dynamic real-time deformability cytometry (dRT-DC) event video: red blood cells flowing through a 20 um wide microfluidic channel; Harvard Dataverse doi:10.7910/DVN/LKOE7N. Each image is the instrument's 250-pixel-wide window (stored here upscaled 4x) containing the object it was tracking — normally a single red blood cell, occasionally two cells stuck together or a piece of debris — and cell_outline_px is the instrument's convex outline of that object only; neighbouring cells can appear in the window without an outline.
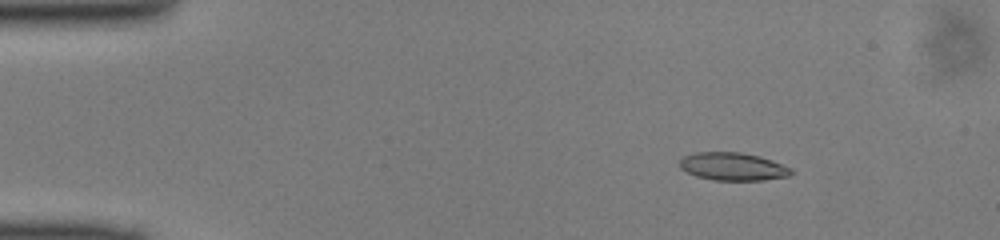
{"species": "common noctule bat (a hibernating species)", "species_latin": "Nyctalus noctula", "temperature_condition": "cold", "stored_images_in_passage": 43, "camera_frame_rate_fps": 3000, "um_per_image_px": 0.085, "animal": {"sex": "male", "body_mass_g": 13.0, "forearm_length_mm": 53.1}, "frame": {"image": 1, "passage_image": 1, "time_ms": 0.0, "image_size_px": [1000, 240], "cell_outline_px": [[792, 172], [788, 176], [764, 180], [712, 180], [696, 176], [680, 168], [680, 160], [684, 156], [696, 152], [740, 152], [760, 156], [772, 160], [792, 168]], "centroid_in_image_um": [62.3, 14.15], "position_along_channel_um": 22.7, "area_um2": 18.09}}
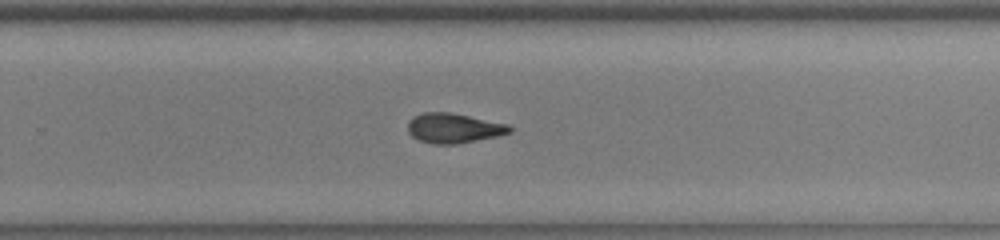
{"frame": {"image": 2, "passage_image": 26, "time_ms": 8.333, "image_size_px": [1000, 240], "cell_outline_px": [[512, 132], [496, 136], [456, 144], [432, 144], [420, 140], [412, 136], [408, 132], [408, 120], [412, 116], [424, 112], [452, 112], [508, 124], [512, 128]], "centroid_in_image_um": [38.54, 10.88], "position_along_channel_um": 291.3, "area_um2": 17.74}}
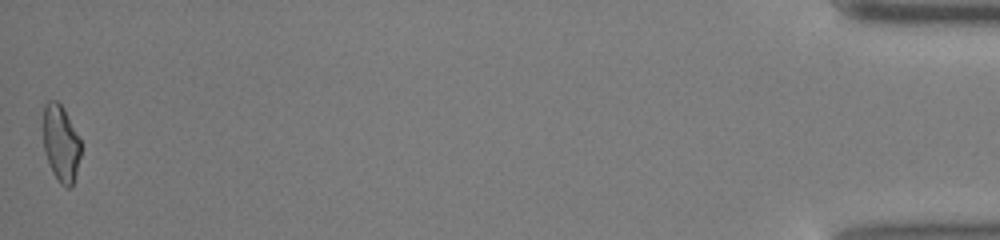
{"frame": {"image": 3, "passage_image": 43, "time_ms": 14.0, "image_size_px": [1000, 240], "cell_outline_px": [[80, 156], [72, 188], [68, 188], [60, 184], [52, 172], [44, 152], [44, 104], [48, 100], [56, 100], [64, 108], [80, 140]], "centroid_in_image_um": [5.17, 12.2], "position_along_channel_um": 430.0, "area_um2": 16.7}}